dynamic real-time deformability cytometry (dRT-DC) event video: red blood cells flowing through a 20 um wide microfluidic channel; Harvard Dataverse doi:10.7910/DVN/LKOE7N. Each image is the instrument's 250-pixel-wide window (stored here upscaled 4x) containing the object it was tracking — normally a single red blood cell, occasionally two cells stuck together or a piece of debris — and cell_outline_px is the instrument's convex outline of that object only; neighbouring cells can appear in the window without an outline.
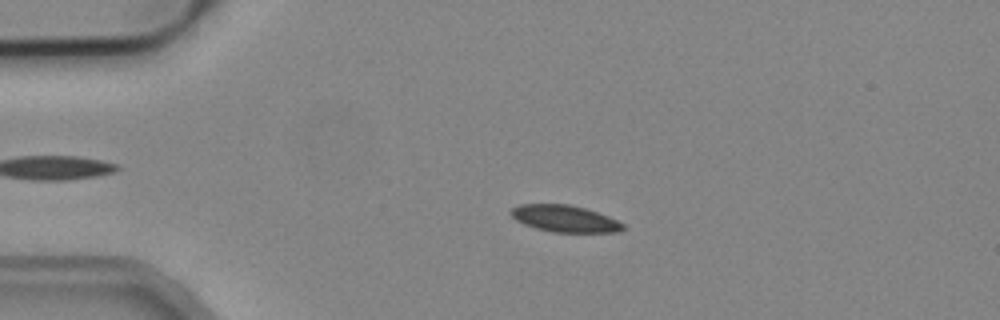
{"species": "common noctule bat (a hibernating species)", "species_latin": "Nyctalus noctula", "temperature_condition": "cold", "stored_images_in_passage": 3, "camera_frame_rate_fps": 3000, "um_per_image_px": 0.085, "animal": {"sex": "male", "body_mass_g": 19.2, "forearm_length_mm": 51.8}, "frame": {"image": 1, "passage_image": 2, "time_ms": 0.333, "image_size_px": [1000, 320], "cell_outline_px": [[624, 228], [620, 232], [552, 232], [536, 228], [524, 224], [516, 220], [512, 216], [512, 208], [520, 204], [568, 204], [584, 208], [608, 216], [624, 224]], "centroid_in_image_um": [48.01, 18.59], "position_along_channel_um": 37.0, "area_um2": 17.28}}